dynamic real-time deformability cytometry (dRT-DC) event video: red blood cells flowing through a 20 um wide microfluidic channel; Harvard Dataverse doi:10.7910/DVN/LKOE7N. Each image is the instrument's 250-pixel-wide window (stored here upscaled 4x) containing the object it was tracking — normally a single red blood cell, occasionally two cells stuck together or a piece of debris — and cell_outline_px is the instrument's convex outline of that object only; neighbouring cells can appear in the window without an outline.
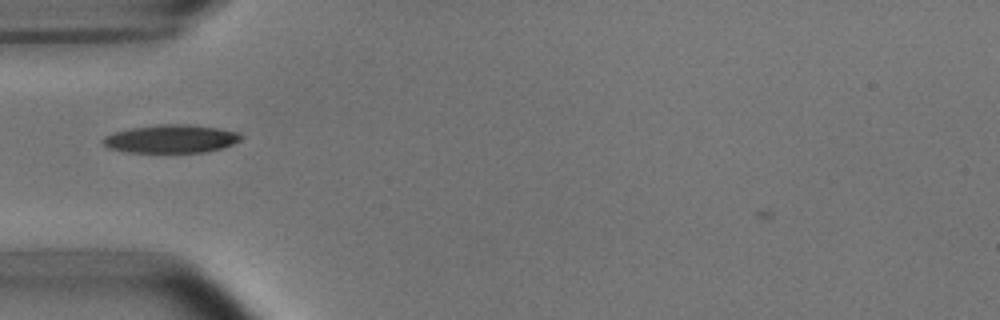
{"species": "common noctule bat (a hibernating species)", "species_latin": "Nyctalus noctula", "temperature_condition": "room temperature", "stored_images_in_passage": 5, "camera_frame_rate_fps": 3000, "um_per_image_px": 0.085, "animal": {"sex": "male", "body_mass_g": 15.6}, "frame": {"image": 1, "passage_image": 2, "time_ms": 0.333, "image_size_px": [1000, 320], "cell_outline_px": [[244, 136], [240, 140], [232, 144], [220, 148], [204, 152], [128, 152], [108, 148], [100, 140], [104, 136], [112, 132], [132, 128], [160, 124], [184, 124], [216, 128], [236, 132]], "centroid_in_image_um": [14.48, 11.8], "position_along_channel_um": 70.5, "area_um2": 22.48}}
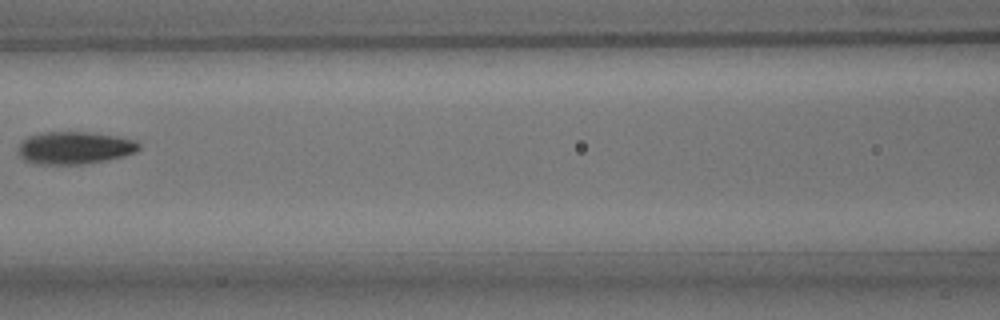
{"frame": {"image": 2, "passage_image": 4, "time_ms": 1.0, "image_size_px": [1000, 320], "cell_outline_px": [[140, 148], [136, 152], [104, 160], [80, 164], [36, 164], [24, 160], [16, 152], [20, 140], [28, 136], [40, 132], [88, 132], [116, 136], [136, 140], [140, 144]], "centroid_in_image_um": [6.27, 12.55], "position_along_channel_um": 160.3, "area_um2": 22.95}}
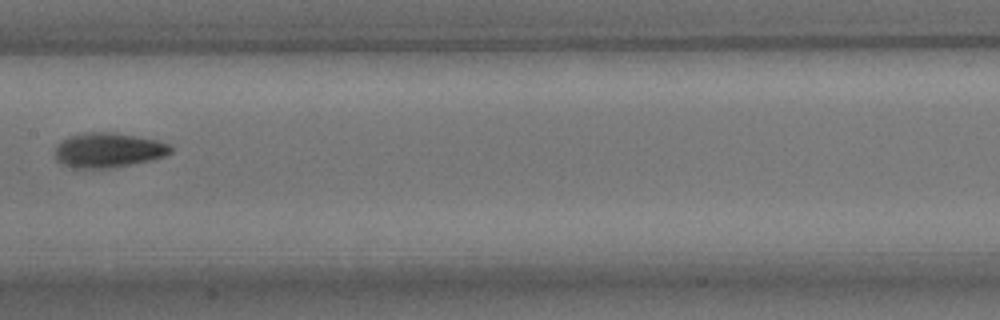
{"frame": {"image": 3, "passage_image": 5, "time_ms": 1.333, "image_size_px": [1000, 320], "cell_outline_px": [[172, 152], [164, 156], [152, 160], [112, 168], [72, 168], [56, 160], [56, 144], [68, 136], [84, 132], [116, 132], [156, 140], [168, 144], [172, 148]], "centroid_in_image_um": [9.19, 12.76], "position_along_channel_um": 198.2, "area_um2": 23.52}}